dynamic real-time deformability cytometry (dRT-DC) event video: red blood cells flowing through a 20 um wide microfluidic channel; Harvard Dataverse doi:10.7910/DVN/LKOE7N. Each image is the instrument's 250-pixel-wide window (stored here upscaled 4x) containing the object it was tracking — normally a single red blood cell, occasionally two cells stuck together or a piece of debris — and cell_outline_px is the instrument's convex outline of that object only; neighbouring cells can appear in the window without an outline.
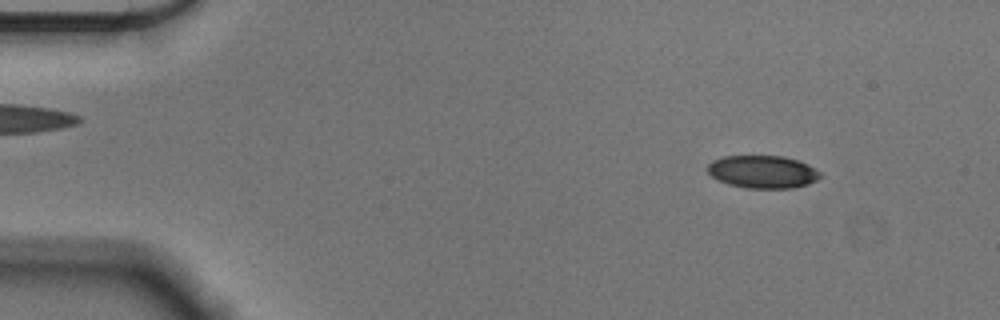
{"species": "Egyptian fruit bat (a non-hibernating species)", "species_latin": "Rousettus aegyptiacus", "temperature_condition": "cold", "stored_images_in_passage": 55, "camera_frame_rate_fps": 3000, "um_per_image_px": 0.085, "animal": {"sex": "male"}, "frame": {"image": 1, "passage_image": 6, "time_ms": 1.667, "image_size_px": [1000, 320], "cell_outline_px": [[820, 176], [816, 180], [808, 184], [792, 188], [744, 188], [728, 184], [712, 176], [708, 172], [708, 164], [712, 160], [724, 156], [784, 156], [800, 160], [808, 164], [820, 172]], "centroid_in_image_um": [64.83, 14.6], "position_along_channel_um": 20.2, "area_um2": 21.5}}
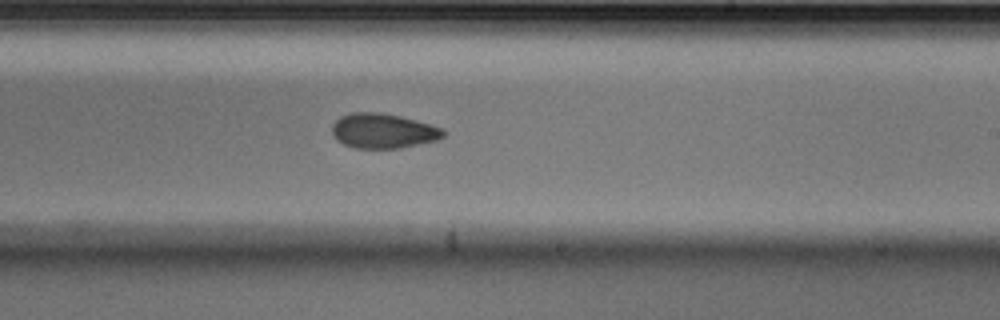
{"frame": {"image": 2, "passage_image": 33, "time_ms": 10.667, "image_size_px": [1000, 320], "cell_outline_px": [[444, 136], [436, 140], [400, 148], [356, 148], [344, 144], [336, 140], [332, 136], [332, 124], [340, 116], [352, 112], [380, 112], [400, 116], [416, 120], [444, 128]], "centroid_in_image_um": [32.54, 11.12], "position_along_channel_um": 256.5, "area_um2": 22.66}}
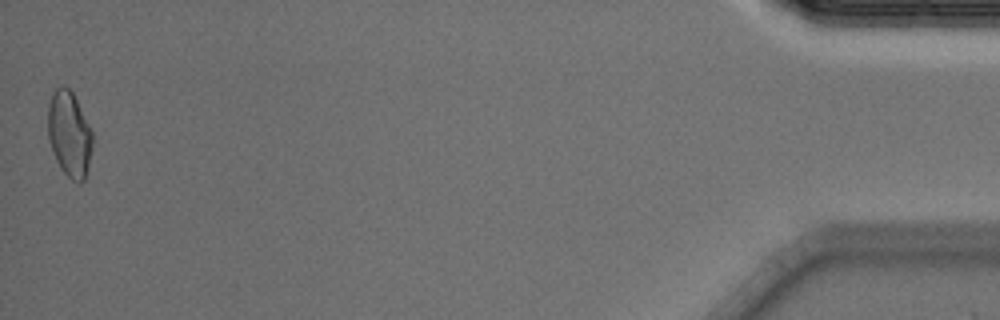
{"frame": {"image": 3, "passage_image": 55, "time_ms": 18.0, "image_size_px": [1000, 320], "cell_outline_px": [[92, 148], [88, 168], [84, 180], [80, 184], [72, 180], [60, 168], [56, 160], [48, 140], [48, 104], [52, 92], [56, 88], [64, 84], [72, 92], [92, 132]], "centroid_in_image_um": [5.88, 11.41], "position_along_channel_um": 429.3, "area_um2": 22.2}, "authors_computed_cell_mechanics": {"area_um2": 22.542, "velocity_mm_per_s": 3.5852, "shape_relaxation_time_tau1_ms": 7.2276, "shape_relaxation_time_tau2_ms": 3.5335, "deformation_change_tau1": 0.1623, "deformation_change_tau2": 0.0877}}